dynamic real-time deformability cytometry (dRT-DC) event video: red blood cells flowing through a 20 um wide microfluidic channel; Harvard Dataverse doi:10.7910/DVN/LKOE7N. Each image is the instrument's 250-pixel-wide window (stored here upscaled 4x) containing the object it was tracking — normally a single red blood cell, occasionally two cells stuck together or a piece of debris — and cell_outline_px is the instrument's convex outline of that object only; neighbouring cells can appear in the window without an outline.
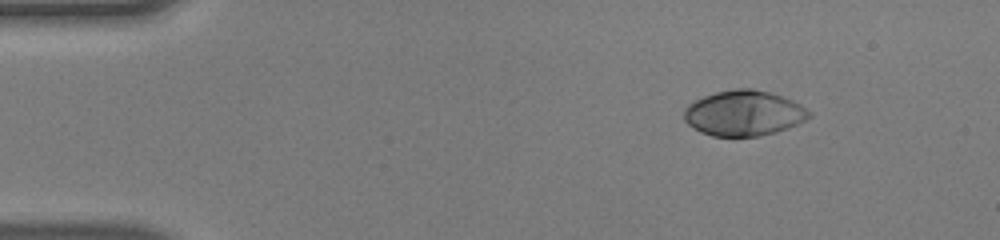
{"species": "human", "species_latin": "Homo sapiens", "temperature_condition": "warm", "stored_images_in_passage": 44, "camera_frame_rate_fps": 3000, "um_per_image_px": 0.085, "donor": {"sex": "male"}, "frame": {"image": 1, "passage_image": 1, "time_ms": 0.0, "image_size_px": [1000, 240], "cell_outline_px": [[812, 116], [788, 128], [776, 132], [760, 136], [712, 136], [700, 132], [692, 128], [684, 120], [684, 108], [688, 104], [704, 96], [716, 92], [736, 88], [752, 88], [784, 96], [800, 104], [812, 112]], "centroid_in_image_um": [63.22, 9.62], "position_along_channel_um": 21.8, "area_um2": 33.23}}
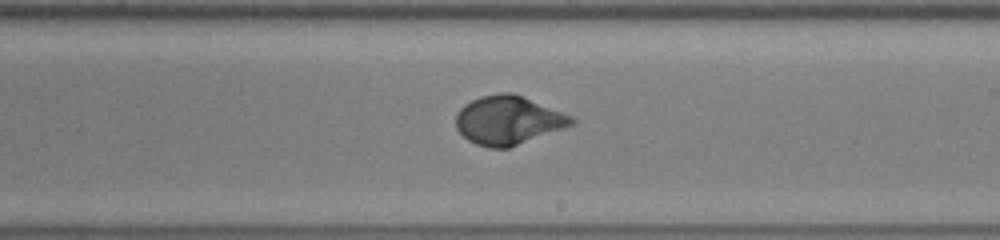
{"frame": {"image": 2, "passage_image": 24, "time_ms": 7.667, "image_size_px": [1000, 240], "cell_outline_px": [[576, 124], [508, 148], [488, 148], [476, 144], [468, 140], [456, 128], [456, 112], [464, 104], [480, 96], [500, 92], [512, 92], [572, 116], [576, 120]], "centroid_in_image_um": [43.19, 10.22], "position_along_channel_um": 245.8, "area_um2": 32.83}}
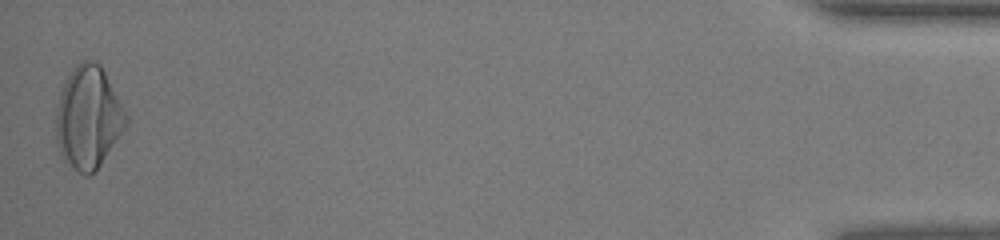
{"frame": {"image": 3, "passage_image": 44, "time_ms": 14.333, "image_size_px": [1000, 240], "cell_outline_px": [[128, 124], [100, 164], [88, 176], [84, 176], [64, 160], [56, 140], [56, 108], [60, 92], [68, 76], [76, 64], [80, 60], [92, 60], [100, 64], [128, 116]], "centroid_in_image_um": [7.5, 9.97], "position_along_channel_um": 427.7, "area_um2": 41.33}, "authors_computed_cell_mechanics": {"area_um2": 32.6281, "velocity_mm_per_s": 4.1044, "shape_relaxation_time_tau1_ms": 3.5669, "shape_relaxation_time_tau2_ms": null, "deformation_change_tau1": 0.2141, "deformation_change_tau2": null}}